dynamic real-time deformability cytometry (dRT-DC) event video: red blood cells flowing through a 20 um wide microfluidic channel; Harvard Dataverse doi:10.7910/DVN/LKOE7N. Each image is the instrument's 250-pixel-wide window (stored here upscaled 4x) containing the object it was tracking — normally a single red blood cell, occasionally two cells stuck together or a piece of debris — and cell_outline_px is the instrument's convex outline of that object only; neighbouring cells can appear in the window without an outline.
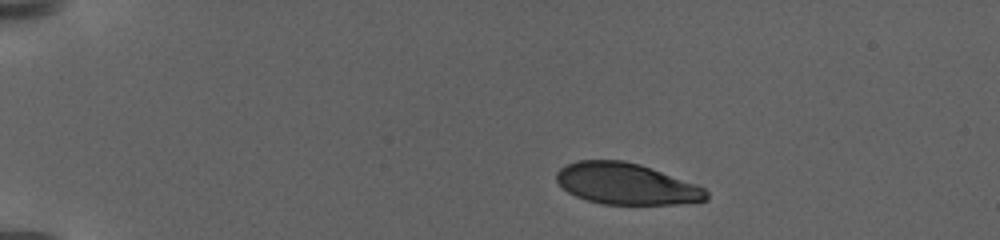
{"species": "human", "species_latin": "Homo sapiens", "temperature_condition": "warm", "stored_images_in_passage": 53, "camera_frame_rate_fps": 3000, "um_per_image_px": 0.085, "donor": {"sex": "female"}, "frame": {"image": 1, "passage_image": 1, "time_ms": 0.0, "image_size_px": [1000, 240], "cell_outline_px": [[708, 200], [676, 204], [600, 204], [576, 196], [568, 192], [556, 180], [556, 172], [560, 168], [576, 160], [624, 160], [640, 164], [696, 184], [704, 188], [708, 192]], "centroid_in_image_um": [53.23, 15.62], "position_along_channel_um": 31.8, "area_um2": 36.01}}
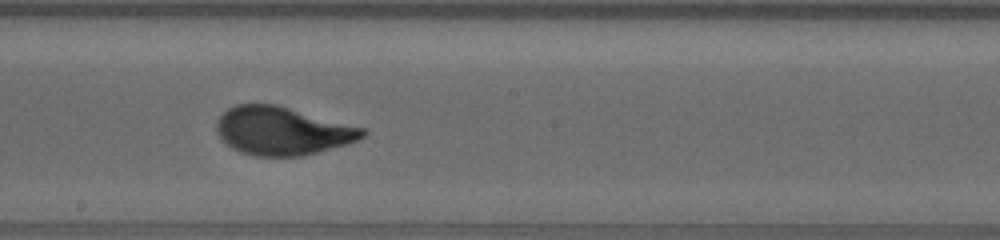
{"frame": {"image": 2, "passage_image": 17, "time_ms": 9.667, "image_size_px": [1000, 240], "cell_outline_px": [[368, 132], [364, 136], [348, 144], [300, 156], [252, 156], [240, 152], [232, 148], [216, 132], [216, 120], [228, 108], [236, 104], [276, 104], [364, 128]], "centroid_in_image_um": [23.97, 11.12], "position_along_channel_um": 224.2, "area_um2": 40.81}}
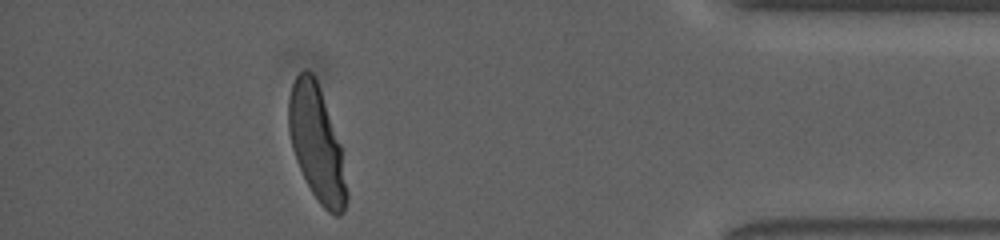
{"frame": {"image": 3, "passage_image": 44, "time_ms": 17.333, "image_size_px": [1000, 240], "cell_outline_px": [[348, 200], [344, 212], [340, 216], [336, 216], [328, 212], [320, 204], [312, 192], [296, 160], [292, 148], [288, 132], [288, 96], [292, 84], [296, 76], [304, 68], [312, 72], [316, 80], [340, 144], [348, 192]], "centroid_in_image_um": [26.91, 12.23], "position_along_channel_um": 408.3, "area_um2": 38.61}, "authors_computed_cell_mechanics": {"area_um2": 39.593, "velocity_mm_per_s": 2.8827, "shape_relaxation_time_tau1_ms": 5.5338, "shape_relaxation_time_tau2_ms": null, "deformation_change_tau1": 0.2139, "deformation_change_tau2": null}}